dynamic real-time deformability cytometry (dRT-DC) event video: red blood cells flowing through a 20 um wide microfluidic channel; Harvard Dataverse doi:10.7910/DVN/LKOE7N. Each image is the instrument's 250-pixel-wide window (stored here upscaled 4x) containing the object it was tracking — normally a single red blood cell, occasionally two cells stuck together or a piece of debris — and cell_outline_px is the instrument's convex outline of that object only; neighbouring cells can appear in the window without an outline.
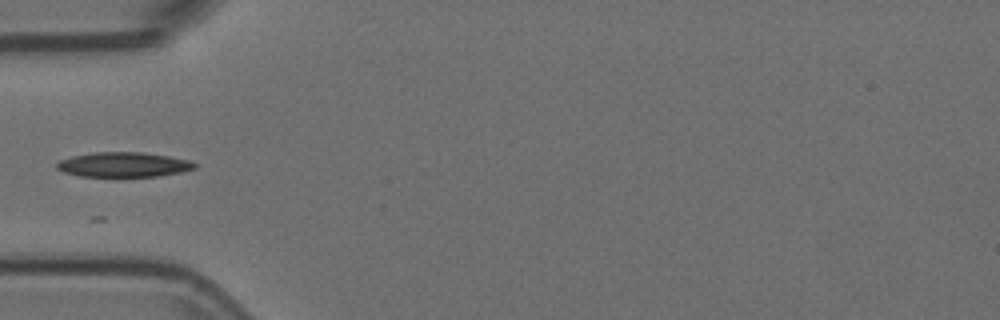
{"species": "Egyptian fruit bat (a non-hibernating species)", "species_latin": "Rousettus aegyptiacus", "temperature_condition": "room temperature", "stored_images_in_passage": 4, "camera_frame_rate_fps": 3000, "um_per_image_px": 0.085, "animal": {"sex": "female"}, "frame": {"image": 1, "passage_image": 4, "time_ms": 1.0, "image_size_px": [1000, 320], "cell_outline_px": [[196, 168], [180, 172], [160, 176], [80, 176], [64, 172], [56, 168], [56, 164], [60, 160], [72, 156], [92, 152], [144, 152], [168, 156], [188, 160], [196, 164]], "centroid_in_image_um": [10.49, 13.98], "position_along_channel_um": 74.5, "area_um2": 19.83}}